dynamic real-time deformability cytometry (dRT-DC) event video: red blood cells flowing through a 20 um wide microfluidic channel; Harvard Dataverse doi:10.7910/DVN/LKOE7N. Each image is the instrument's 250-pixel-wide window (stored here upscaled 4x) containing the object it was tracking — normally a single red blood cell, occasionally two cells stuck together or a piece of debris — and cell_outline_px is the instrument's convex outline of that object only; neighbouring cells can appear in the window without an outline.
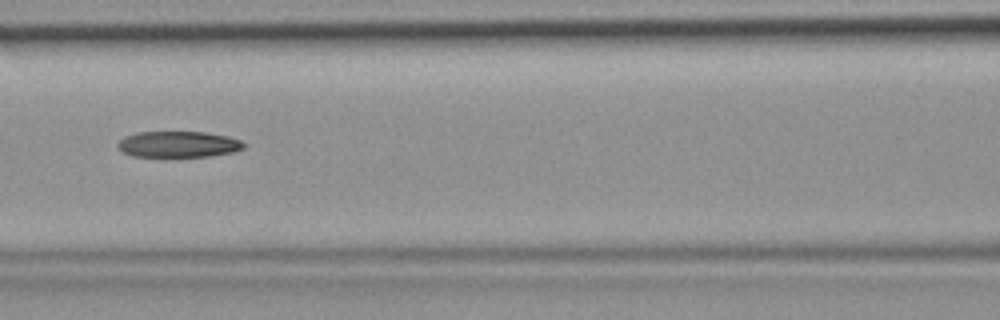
{"species": "common noctule bat (a hibernating species)", "species_latin": "Nyctalus noctula", "temperature_condition": "room temperature", "stored_images_in_passage": 7, "camera_frame_rate_fps": 3000, "um_per_image_px": 0.085, "animal": {"sex": "female", "body_mass_g": 19.9}, "frame": {"image": 1, "passage_image": 5, "time_ms": 1.333, "image_size_px": [1000, 320], "cell_outline_px": [[244, 148], [232, 152], [208, 156], [132, 156], [124, 152], [116, 144], [124, 136], [136, 132], [204, 132], [228, 136], [240, 140], [244, 144]], "centroid_in_image_um": [15.14, 12.25], "position_along_channel_um": 151.5, "area_um2": 18.96}}